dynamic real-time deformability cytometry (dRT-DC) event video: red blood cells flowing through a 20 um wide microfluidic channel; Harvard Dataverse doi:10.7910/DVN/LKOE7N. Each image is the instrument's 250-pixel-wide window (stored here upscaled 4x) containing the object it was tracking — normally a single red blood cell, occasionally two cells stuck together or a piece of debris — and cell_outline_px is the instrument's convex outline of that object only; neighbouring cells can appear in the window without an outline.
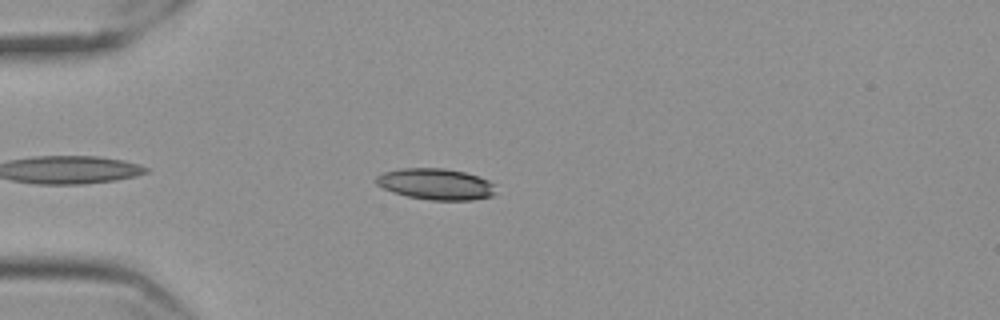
{"species": "Egyptian fruit bat (a non-hibernating species)", "species_latin": "Rousettus aegyptiacus", "temperature_condition": "cold", "stored_images_in_passage": 45, "camera_frame_rate_fps": 3000, "um_per_image_px": 0.085, "frame": {"image": 1, "passage_image": 7, "time_ms": 2.0, "image_size_px": [1000, 320], "cell_outline_px": [[496, 192], [492, 196], [472, 200], [432, 200], [408, 196], [392, 192], [376, 184], [376, 176], [384, 172], [400, 168], [444, 168], [464, 172], [480, 176], [496, 184]], "centroid_in_image_um": [37.09, 15.64], "position_along_channel_um": 47.9, "area_um2": 21.91}}
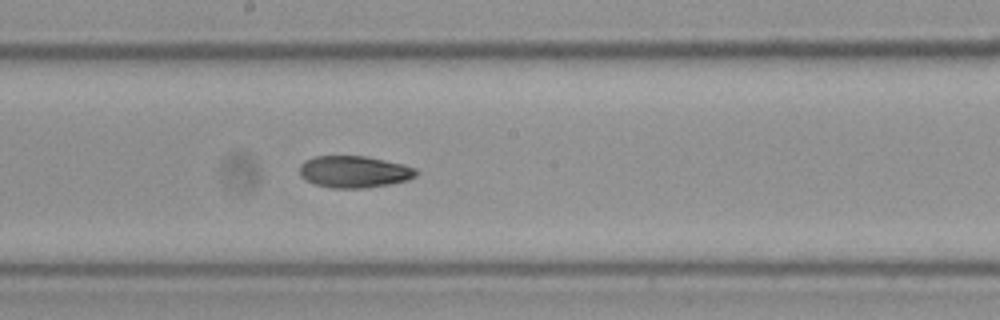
{"frame": {"image": 2, "passage_image": 23, "time_ms": 7.333, "image_size_px": [1000, 320], "cell_outline_px": [[420, 172], [416, 176], [408, 180], [388, 184], [364, 188], [332, 188], [316, 184], [300, 176], [300, 164], [304, 160], [316, 156], [364, 156], [400, 164], [416, 168]], "centroid_in_image_um": [30.1, 14.6], "position_along_channel_um": 218.1, "area_um2": 21.44}}
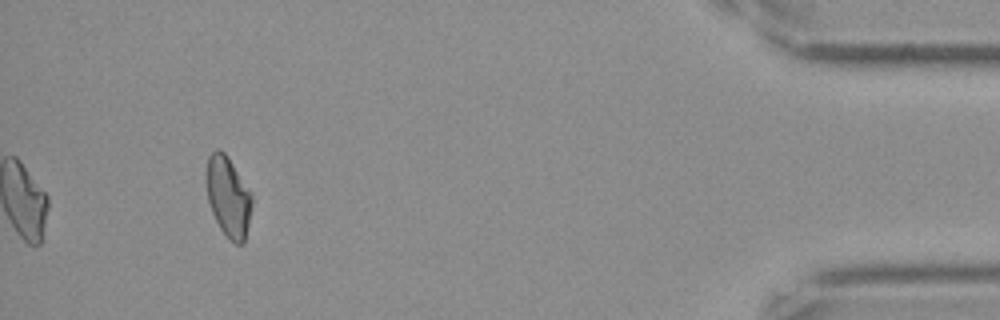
{"frame": {"image": 3, "passage_image": 45, "time_ms": 14.667, "image_size_px": [1000, 320], "cell_outline_px": [[252, 204], [244, 244], [236, 244], [228, 240], [220, 228], [212, 212], [208, 200], [208, 156], [216, 148], [224, 152], [252, 192]], "centroid_in_image_um": [19.43, 16.77], "position_along_channel_um": 415.8, "area_um2": 20.98}, "authors_computed_cell_mechanics": {"area_um2": 21.6172, "velocity_mm_per_s": 3.5406, "shape_relaxation_time_tau1_ms": null, "shape_relaxation_time_tau2_ms": 6.5422, "deformation_change_tau1": null, "deformation_change_tau2": 0.1245}}